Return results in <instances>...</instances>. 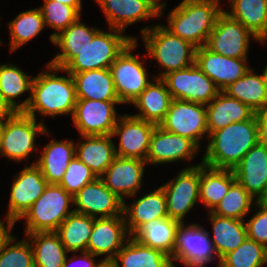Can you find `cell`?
Returning a JSON list of instances; mask_svg holds the SVG:
<instances>
[{
	"label": "cell",
	"mask_w": 267,
	"mask_h": 267,
	"mask_svg": "<svg viewBox=\"0 0 267 267\" xmlns=\"http://www.w3.org/2000/svg\"><path fill=\"white\" fill-rule=\"evenodd\" d=\"M47 70L33 78L30 96L23 101V112L36 119L35 112L43 116H73L77 102L75 84L72 75L64 68L50 63ZM66 72L67 77L57 76Z\"/></svg>",
	"instance_id": "6da1fadb"
},
{
	"label": "cell",
	"mask_w": 267,
	"mask_h": 267,
	"mask_svg": "<svg viewBox=\"0 0 267 267\" xmlns=\"http://www.w3.org/2000/svg\"><path fill=\"white\" fill-rule=\"evenodd\" d=\"M202 157V163L215 169L233 170L244 155L258 143V119L234 122L212 132Z\"/></svg>",
	"instance_id": "7a4b0ae2"
},
{
	"label": "cell",
	"mask_w": 267,
	"mask_h": 267,
	"mask_svg": "<svg viewBox=\"0 0 267 267\" xmlns=\"http://www.w3.org/2000/svg\"><path fill=\"white\" fill-rule=\"evenodd\" d=\"M220 0H182L168 13L164 27L173 35L190 42L196 48L206 45L218 15L224 10Z\"/></svg>",
	"instance_id": "3957f363"
},
{
	"label": "cell",
	"mask_w": 267,
	"mask_h": 267,
	"mask_svg": "<svg viewBox=\"0 0 267 267\" xmlns=\"http://www.w3.org/2000/svg\"><path fill=\"white\" fill-rule=\"evenodd\" d=\"M141 33L147 52L145 57L150 56L164 68V71H161L159 76L155 75V78H162L169 72L195 64L196 47L173 35L163 25L146 26L141 29Z\"/></svg>",
	"instance_id": "277c9868"
},
{
	"label": "cell",
	"mask_w": 267,
	"mask_h": 267,
	"mask_svg": "<svg viewBox=\"0 0 267 267\" xmlns=\"http://www.w3.org/2000/svg\"><path fill=\"white\" fill-rule=\"evenodd\" d=\"M73 196L58 184H47L43 194L21 218L26 220L25 234L56 231L72 213Z\"/></svg>",
	"instance_id": "5b68a950"
},
{
	"label": "cell",
	"mask_w": 267,
	"mask_h": 267,
	"mask_svg": "<svg viewBox=\"0 0 267 267\" xmlns=\"http://www.w3.org/2000/svg\"><path fill=\"white\" fill-rule=\"evenodd\" d=\"M109 30L107 33L99 30L91 42L64 69L69 73H79L110 68L123 50L134 40H138L136 37L122 35L121 30L111 27Z\"/></svg>",
	"instance_id": "8992f818"
},
{
	"label": "cell",
	"mask_w": 267,
	"mask_h": 267,
	"mask_svg": "<svg viewBox=\"0 0 267 267\" xmlns=\"http://www.w3.org/2000/svg\"><path fill=\"white\" fill-rule=\"evenodd\" d=\"M43 121L37 123V119L24 112H15L3 126L0 156L9 160L22 162L37 150L35 139L37 134L49 135Z\"/></svg>",
	"instance_id": "52a82bcc"
},
{
	"label": "cell",
	"mask_w": 267,
	"mask_h": 267,
	"mask_svg": "<svg viewBox=\"0 0 267 267\" xmlns=\"http://www.w3.org/2000/svg\"><path fill=\"white\" fill-rule=\"evenodd\" d=\"M137 47V40L130 43L110 66L114 87L122 104L132 103L151 83L140 55L131 51Z\"/></svg>",
	"instance_id": "ba28073f"
},
{
	"label": "cell",
	"mask_w": 267,
	"mask_h": 267,
	"mask_svg": "<svg viewBox=\"0 0 267 267\" xmlns=\"http://www.w3.org/2000/svg\"><path fill=\"white\" fill-rule=\"evenodd\" d=\"M173 99L209 104L220 92L196 64L172 71L161 78Z\"/></svg>",
	"instance_id": "9c48e42d"
},
{
	"label": "cell",
	"mask_w": 267,
	"mask_h": 267,
	"mask_svg": "<svg viewBox=\"0 0 267 267\" xmlns=\"http://www.w3.org/2000/svg\"><path fill=\"white\" fill-rule=\"evenodd\" d=\"M159 126L166 131L191 139L201 148L200 141L203 136L209 137L206 105L173 99Z\"/></svg>",
	"instance_id": "30bf717a"
},
{
	"label": "cell",
	"mask_w": 267,
	"mask_h": 267,
	"mask_svg": "<svg viewBox=\"0 0 267 267\" xmlns=\"http://www.w3.org/2000/svg\"><path fill=\"white\" fill-rule=\"evenodd\" d=\"M260 42L238 20L226 10L217 17L213 31L209 34L206 47L214 53L230 58H248L250 40Z\"/></svg>",
	"instance_id": "8fae6325"
},
{
	"label": "cell",
	"mask_w": 267,
	"mask_h": 267,
	"mask_svg": "<svg viewBox=\"0 0 267 267\" xmlns=\"http://www.w3.org/2000/svg\"><path fill=\"white\" fill-rule=\"evenodd\" d=\"M161 187L166 198L168 217L184 223V217L199 200L200 164L183 168L177 177Z\"/></svg>",
	"instance_id": "7c38bea8"
},
{
	"label": "cell",
	"mask_w": 267,
	"mask_h": 267,
	"mask_svg": "<svg viewBox=\"0 0 267 267\" xmlns=\"http://www.w3.org/2000/svg\"><path fill=\"white\" fill-rule=\"evenodd\" d=\"M120 101L77 99L72 116L73 125L84 135H111L120 115L115 106Z\"/></svg>",
	"instance_id": "4fadbf2b"
},
{
	"label": "cell",
	"mask_w": 267,
	"mask_h": 267,
	"mask_svg": "<svg viewBox=\"0 0 267 267\" xmlns=\"http://www.w3.org/2000/svg\"><path fill=\"white\" fill-rule=\"evenodd\" d=\"M155 126L133 115H120L111 134L119 137L118 149L115 145L116 156L146 161Z\"/></svg>",
	"instance_id": "5bb4252c"
},
{
	"label": "cell",
	"mask_w": 267,
	"mask_h": 267,
	"mask_svg": "<svg viewBox=\"0 0 267 267\" xmlns=\"http://www.w3.org/2000/svg\"><path fill=\"white\" fill-rule=\"evenodd\" d=\"M210 233L200 224L181 223L177 231L176 245L171 260L181 264L204 267L217 256L210 240Z\"/></svg>",
	"instance_id": "9a60e30c"
},
{
	"label": "cell",
	"mask_w": 267,
	"mask_h": 267,
	"mask_svg": "<svg viewBox=\"0 0 267 267\" xmlns=\"http://www.w3.org/2000/svg\"><path fill=\"white\" fill-rule=\"evenodd\" d=\"M40 168L32 162L16 174L10 191L9 210L5 217L18 221L43 194L47 186Z\"/></svg>",
	"instance_id": "2e32d148"
},
{
	"label": "cell",
	"mask_w": 267,
	"mask_h": 267,
	"mask_svg": "<svg viewBox=\"0 0 267 267\" xmlns=\"http://www.w3.org/2000/svg\"><path fill=\"white\" fill-rule=\"evenodd\" d=\"M74 212L93 218H110L123 215V201L101 178L86 184L74 197ZM99 215V217H97Z\"/></svg>",
	"instance_id": "e0dca14e"
},
{
	"label": "cell",
	"mask_w": 267,
	"mask_h": 267,
	"mask_svg": "<svg viewBox=\"0 0 267 267\" xmlns=\"http://www.w3.org/2000/svg\"><path fill=\"white\" fill-rule=\"evenodd\" d=\"M247 58H230L214 53L205 45L196 48L195 64L223 91L243 77L250 69Z\"/></svg>",
	"instance_id": "ac0fdd59"
},
{
	"label": "cell",
	"mask_w": 267,
	"mask_h": 267,
	"mask_svg": "<svg viewBox=\"0 0 267 267\" xmlns=\"http://www.w3.org/2000/svg\"><path fill=\"white\" fill-rule=\"evenodd\" d=\"M200 147L191 139L155 126L151 136L147 164H168L176 161H191Z\"/></svg>",
	"instance_id": "d6986e66"
},
{
	"label": "cell",
	"mask_w": 267,
	"mask_h": 267,
	"mask_svg": "<svg viewBox=\"0 0 267 267\" xmlns=\"http://www.w3.org/2000/svg\"><path fill=\"white\" fill-rule=\"evenodd\" d=\"M128 237L130 235L126 228L124 215L94 218L87 251L98 257L104 255L103 260L109 264L116 257Z\"/></svg>",
	"instance_id": "ffe728a7"
},
{
	"label": "cell",
	"mask_w": 267,
	"mask_h": 267,
	"mask_svg": "<svg viewBox=\"0 0 267 267\" xmlns=\"http://www.w3.org/2000/svg\"><path fill=\"white\" fill-rule=\"evenodd\" d=\"M146 161L116 156L100 177L118 198H132L142 188Z\"/></svg>",
	"instance_id": "44dd1931"
},
{
	"label": "cell",
	"mask_w": 267,
	"mask_h": 267,
	"mask_svg": "<svg viewBox=\"0 0 267 267\" xmlns=\"http://www.w3.org/2000/svg\"><path fill=\"white\" fill-rule=\"evenodd\" d=\"M107 18L108 28L124 32L137 21L160 17V6L154 0H95Z\"/></svg>",
	"instance_id": "7402d4cb"
},
{
	"label": "cell",
	"mask_w": 267,
	"mask_h": 267,
	"mask_svg": "<svg viewBox=\"0 0 267 267\" xmlns=\"http://www.w3.org/2000/svg\"><path fill=\"white\" fill-rule=\"evenodd\" d=\"M236 180L257 201L267 195V148L257 143L233 169Z\"/></svg>",
	"instance_id": "603a6c76"
},
{
	"label": "cell",
	"mask_w": 267,
	"mask_h": 267,
	"mask_svg": "<svg viewBox=\"0 0 267 267\" xmlns=\"http://www.w3.org/2000/svg\"><path fill=\"white\" fill-rule=\"evenodd\" d=\"M123 215L129 235L131 236L142 224L154 219L166 218L167 205L163 188L134 199L132 204L123 202Z\"/></svg>",
	"instance_id": "cb8c5ba5"
},
{
	"label": "cell",
	"mask_w": 267,
	"mask_h": 267,
	"mask_svg": "<svg viewBox=\"0 0 267 267\" xmlns=\"http://www.w3.org/2000/svg\"><path fill=\"white\" fill-rule=\"evenodd\" d=\"M112 135H84L75 144V156L100 178L116 157Z\"/></svg>",
	"instance_id": "d4e9b609"
},
{
	"label": "cell",
	"mask_w": 267,
	"mask_h": 267,
	"mask_svg": "<svg viewBox=\"0 0 267 267\" xmlns=\"http://www.w3.org/2000/svg\"><path fill=\"white\" fill-rule=\"evenodd\" d=\"M181 222L169 217L142 224L132 235L137 242L173 257Z\"/></svg>",
	"instance_id": "484cf974"
},
{
	"label": "cell",
	"mask_w": 267,
	"mask_h": 267,
	"mask_svg": "<svg viewBox=\"0 0 267 267\" xmlns=\"http://www.w3.org/2000/svg\"><path fill=\"white\" fill-rule=\"evenodd\" d=\"M255 112L236 98L220 91L218 95L206 105V119L209 135L223 129L234 122L250 119Z\"/></svg>",
	"instance_id": "4316f807"
},
{
	"label": "cell",
	"mask_w": 267,
	"mask_h": 267,
	"mask_svg": "<svg viewBox=\"0 0 267 267\" xmlns=\"http://www.w3.org/2000/svg\"><path fill=\"white\" fill-rule=\"evenodd\" d=\"M154 78L142 93L131 103L139 110L133 116L153 123L156 126L163 121L173 100L165 82L161 78Z\"/></svg>",
	"instance_id": "83f0119b"
},
{
	"label": "cell",
	"mask_w": 267,
	"mask_h": 267,
	"mask_svg": "<svg viewBox=\"0 0 267 267\" xmlns=\"http://www.w3.org/2000/svg\"><path fill=\"white\" fill-rule=\"evenodd\" d=\"M99 31L98 28L87 27L81 22V17L68 28L60 32L53 38V44L61 50L48 63L51 65L65 68L82 51L94 35Z\"/></svg>",
	"instance_id": "f1b7e54d"
},
{
	"label": "cell",
	"mask_w": 267,
	"mask_h": 267,
	"mask_svg": "<svg viewBox=\"0 0 267 267\" xmlns=\"http://www.w3.org/2000/svg\"><path fill=\"white\" fill-rule=\"evenodd\" d=\"M42 150L36 164L48 184H59L70 161L75 157L73 140L57 141L52 139Z\"/></svg>",
	"instance_id": "f546056e"
},
{
	"label": "cell",
	"mask_w": 267,
	"mask_h": 267,
	"mask_svg": "<svg viewBox=\"0 0 267 267\" xmlns=\"http://www.w3.org/2000/svg\"><path fill=\"white\" fill-rule=\"evenodd\" d=\"M70 74L74 80L77 99L120 101L109 68Z\"/></svg>",
	"instance_id": "4dcf8cb0"
},
{
	"label": "cell",
	"mask_w": 267,
	"mask_h": 267,
	"mask_svg": "<svg viewBox=\"0 0 267 267\" xmlns=\"http://www.w3.org/2000/svg\"><path fill=\"white\" fill-rule=\"evenodd\" d=\"M209 219L212 222L213 237L210 238L215 253L220 259L227 253L235 250L247 238V228L244 221L228 217H221L209 212Z\"/></svg>",
	"instance_id": "1f68e13d"
},
{
	"label": "cell",
	"mask_w": 267,
	"mask_h": 267,
	"mask_svg": "<svg viewBox=\"0 0 267 267\" xmlns=\"http://www.w3.org/2000/svg\"><path fill=\"white\" fill-rule=\"evenodd\" d=\"M236 181L231 169H215L200 163L199 201L212 212Z\"/></svg>",
	"instance_id": "d6a6232c"
},
{
	"label": "cell",
	"mask_w": 267,
	"mask_h": 267,
	"mask_svg": "<svg viewBox=\"0 0 267 267\" xmlns=\"http://www.w3.org/2000/svg\"><path fill=\"white\" fill-rule=\"evenodd\" d=\"M171 258L159 250L150 248L128 237L110 267H167Z\"/></svg>",
	"instance_id": "836d02e7"
},
{
	"label": "cell",
	"mask_w": 267,
	"mask_h": 267,
	"mask_svg": "<svg viewBox=\"0 0 267 267\" xmlns=\"http://www.w3.org/2000/svg\"><path fill=\"white\" fill-rule=\"evenodd\" d=\"M228 13L261 43L267 40V0H230Z\"/></svg>",
	"instance_id": "e575fe53"
},
{
	"label": "cell",
	"mask_w": 267,
	"mask_h": 267,
	"mask_svg": "<svg viewBox=\"0 0 267 267\" xmlns=\"http://www.w3.org/2000/svg\"><path fill=\"white\" fill-rule=\"evenodd\" d=\"M223 92L238 99L255 113L267 108V84L263 75L255 74L252 68Z\"/></svg>",
	"instance_id": "d590c367"
},
{
	"label": "cell",
	"mask_w": 267,
	"mask_h": 267,
	"mask_svg": "<svg viewBox=\"0 0 267 267\" xmlns=\"http://www.w3.org/2000/svg\"><path fill=\"white\" fill-rule=\"evenodd\" d=\"M25 235L32 246L34 267L63 266L69 253L55 231L34 232Z\"/></svg>",
	"instance_id": "8d00e7d4"
},
{
	"label": "cell",
	"mask_w": 267,
	"mask_h": 267,
	"mask_svg": "<svg viewBox=\"0 0 267 267\" xmlns=\"http://www.w3.org/2000/svg\"><path fill=\"white\" fill-rule=\"evenodd\" d=\"M94 218L72 212L55 231L68 253L87 251Z\"/></svg>",
	"instance_id": "74e56055"
},
{
	"label": "cell",
	"mask_w": 267,
	"mask_h": 267,
	"mask_svg": "<svg viewBox=\"0 0 267 267\" xmlns=\"http://www.w3.org/2000/svg\"><path fill=\"white\" fill-rule=\"evenodd\" d=\"M33 78L14 64H0V96L16 112H23V102H16V99L31 92Z\"/></svg>",
	"instance_id": "f35d334b"
},
{
	"label": "cell",
	"mask_w": 267,
	"mask_h": 267,
	"mask_svg": "<svg viewBox=\"0 0 267 267\" xmlns=\"http://www.w3.org/2000/svg\"><path fill=\"white\" fill-rule=\"evenodd\" d=\"M40 8H34L19 13L9 22L10 51L15 52L35 38L45 28Z\"/></svg>",
	"instance_id": "ab89813d"
},
{
	"label": "cell",
	"mask_w": 267,
	"mask_h": 267,
	"mask_svg": "<svg viewBox=\"0 0 267 267\" xmlns=\"http://www.w3.org/2000/svg\"><path fill=\"white\" fill-rule=\"evenodd\" d=\"M256 202L257 200L236 180L212 213L221 217L245 220Z\"/></svg>",
	"instance_id": "60d3db41"
},
{
	"label": "cell",
	"mask_w": 267,
	"mask_h": 267,
	"mask_svg": "<svg viewBox=\"0 0 267 267\" xmlns=\"http://www.w3.org/2000/svg\"><path fill=\"white\" fill-rule=\"evenodd\" d=\"M265 264L267 248L247 237L235 250L220 259L218 267H262Z\"/></svg>",
	"instance_id": "b9f144b4"
},
{
	"label": "cell",
	"mask_w": 267,
	"mask_h": 267,
	"mask_svg": "<svg viewBox=\"0 0 267 267\" xmlns=\"http://www.w3.org/2000/svg\"><path fill=\"white\" fill-rule=\"evenodd\" d=\"M43 1L44 4L39 8L42 12L45 26L51 27L57 31L50 35V40L53 42V38L56 35L81 17L82 7H70L54 0Z\"/></svg>",
	"instance_id": "7bdbcfd3"
},
{
	"label": "cell",
	"mask_w": 267,
	"mask_h": 267,
	"mask_svg": "<svg viewBox=\"0 0 267 267\" xmlns=\"http://www.w3.org/2000/svg\"><path fill=\"white\" fill-rule=\"evenodd\" d=\"M96 178L91 169L75 156L58 185L74 197L86 184L93 182Z\"/></svg>",
	"instance_id": "ee69618b"
},
{
	"label": "cell",
	"mask_w": 267,
	"mask_h": 267,
	"mask_svg": "<svg viewBox=\"0 0 267 267\" xmlns=\"http://www.w3.org/2000/svg\"><path fill=\"white\" fill-rule=\"evenodd\" d=\"M15 237L0 253V267H34L33 251L29 240L17 241Z\"/></svg>",
	"instance_id": "f6af8a7d"
},
{
	"label": "cell",
	"mask_w": 267,
	"mask_h": 267,
	"mask_svg": "<svg viewBox=\"0 0 267 267\" xmlns=\"http://www.w3.org/2000/svg\"><path fill=\"white\" fill-rule=\"evenodd\" d=\"M255 206L257 212L245 223L247 237L267 248V203L257 201Z\"/></svg>",
	"instance_id": "bcb514c9"
},
{
	"label": "cell",
	"mask_w": 267,
	"mask_h": 267,
	"mask_svg": "<svg viewBox=\"0 0 267 267\" xmlns=\"http://www.w3.org/2000/svg\"><path fill=\"white\" fill-rule=\"evenodd\" d=\"M81 253L82 255L80 254L79 256H77L76 252H74L75 256L72 258H67L66 256L62 267H72L73 265H75L76 267H107L108 266V264L103 259L102 261H99L98 263H96L95 257H98V256H95L92 253H89L88 251H83Z\"/></svg>",
	"instance_id": "7dc6e473"
},
{
	"label": "cell",
	"mask_w": 267,
	"mask_h": 267,
	"mask_svg": "<svg viewBox=\"0 0 267 267\" xmlns=\"http://www.w3.org/2000/svg\"><path fill=\"white\" fill-rule=\"evenodd\" d=\"M6 221H1L0 219V253L3 251V249L6 247V245L12 240L14 237L11 236V231L16 223L15 220L9 219L5 217ZM6 222V226L4 224Z\"/></svg>",
	"instance_id": "c3c4849f"
},
{
	"label": "cell",
	"mask_w": 267,
	"mask_h": 267,
	"mask_svg": "<svg viewBox=\"0 0 267 267\" xmlns=\"http://www.w3.org/2000/svg\"><path fill=\"white\" fill-rule=\"evenodd\" d=\"M255 114L258 119V143L267 148V108Z\"/></svg>",
	"instance_id": "681fc988"
},
{
	"label": "cell",
	"mask_w": 267,
	"mask_h": 267,
	"mask_svg": "<svg viewBox=\"0 0 267 267\" xmlns=\"http://www.w3.org/2000/svg\"><path fill=\"white\" fill-rule=\"evenodd\" d=\"M16 111L0 96V122H6Z\"/></svg>",
	"instance_id": "f907efd6"
},
{
	"label": "cell",
	"mask_w": 267,
	"mask_h": 267,
	"mask_svg": "<svg viewBox=\"0 0 267 267\" xmlns=\"http://www.w3.org/2000/svg\"><path fill=\"white\" fill-rule=\"evenodd\" d=\"M70 7H82V0H54Z\"/></svg>",
	"instance_id": "816d5d0a"
},
{
	"label": "cell",
	"mask_w": 267,
	"mask_h": 267,
	"mask_svg": "<svg viewBox=\"0 0 267 267\" xmlns=\"http://www.w3.org/2000/svg\"><path fill=\"white\" fill-rule=\"evenodd\" d=\"M154 1L160 6V17H161L162 15H164L162 11H164L163 9L166 7V3L164 1L162 3L161 0H154Z\"/></svg>",
	"instance_id": "f5cc1de1"
},
{
	"label": "cell",
	"mask_w": 267,
	"mask_h": 267,
	"mask_svg": "<svg viewBox=\"0 0 267 267\" xmlns=\"http://www.w3.org/2000/svg\"><path fill=\"white\" fill-rule=\"evenodd\" d=\"M174 263H175V262H174L173 260H171V261L168 263L167 267H176ZM184 266H186V267H202V266L191 265V264H184Z\"/></svg>",
	"instance_id": "db71d44e"
},
{
	"label": "cell",
	"mask_w": 267,
	"mask_h": 267,
	"mask_svg": "<svg viewBox=\"0 0 267 267\" xmlns=\"http://www.w3.org/2000/svg\"><path fill=\"white\" fill-rule=\"evenodd\" d=\"M262 75L264 77V81L266 82L267 84V65L266 67H264L263 71H262Z\"/></svg>",
	"instance_id": "11a10c76"
},
{
	"label": "cell",
	"mask_w": 267,
	"mask_h": 267,
	"mask_svg": "<svg viewBox=\"0 0 267 267\" xmlns=\"http://www.w3.org/2000/svg\"><path fill=\"white\" fill-rule=\"evenodd\" d=\"M5 122H0V144H1V138H2V132H3V126Z\"/></svg>",
	"instance_id": "9f6ffc18"
},
{
	"label": "cell",
	"mask_w": 267,
	"mask_h": 267,
	"mask_svg": "<svg viewBox=\"0 0 267 267\" xmlns=\"http://www.w3.org/2000/svg\"><path fill=\"white\" fill-rule=\"evenodd\" d=\"M263 201L267 203V195H266V197H265V199Z\"/></svg>",
	"instance_id": "6f0895ef"
}]
</instances>
